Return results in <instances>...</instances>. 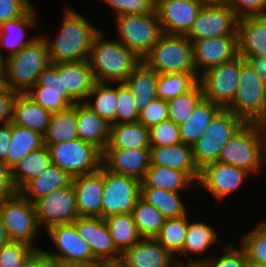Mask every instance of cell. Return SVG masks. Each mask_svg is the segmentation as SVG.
I'll return each mask as SVG.
<instances>
[{"label":"cell","mask_w":266,"mask_h":267,"mask_svg":"<svg viewBox=\"0 0 266 267\" xmlns=\"http://www.w3.org/2000/svg\"><path fill=\"white\" fill-rule=\"evenodd\" d=\"M31 7L29 0H0V24L24 15Z\"/></svg>","instance_id":"obj_54"},{"label":"cell","mask_w":266,"mask_h":267,"mask_svg":"<svg viewBox=\"0 0 266 267\" xmlns=\"http://www.w3.org/2000/svg\"><path fill=\"white\" fill-rule=\"evenodd\" d=\"M52 164L50 152L46 145L36 149L19 162L13 165L11 169V180L19 191L29 180L37 178Z\"/></svg>","instance_id":"obj_35"},{"label":"cell","mask_w":266,"mask_h":267,"mask_svg":"<svg viewBox=\"0 0 266 267\" xmlns=\"http://www.w3.org/2000/svg\"><path fill=\"white\" fill-rule=\"evenodd\" d=\"M50 63L45 38L38 35L19 52L4 59L1 83L16 93H26Z\"/></svg>","instance_id":"obj_3"},{"label":"cell","mask_w":266,"mask_h":267,"mask_svg":"<svg viewBox=\"0 0 266 267\" xmlns=\"http://www.w3.org/2000/svg\"><path fill=\"white\" fill-rule=\"evenodd\" d=\"M113 9L114 15L144 14L155 11L156 0H103Z\"/></svg>","instance_id":"obj_51"},{"label":"cell","mask_w":266,"mask_h":267,"mask_svg":"<svg viewBox=\"0 0 266 267\" xmlns=\"http://www.w3.org/2000/svg\"><path fill=\"white\" fill-rule=\"evenodd\" d=\"M132 216L136 229L142 238H154L160 231L164 216L141 197L135 203Z\"/></svg>","instance_id":"obj_43"},{"label":"cell","mask_w":266,"mask_h":267,"mask_svg":"<svg viewBox=\"0 0 266 267\" xmlns=\"http://www.w3.org/2000/svg\"><path fill=\"white\" fill-rule=\"evenodd\" d=\"M217 162L259 175L266 169V138L262 123H244L221 149Z\"/></svg>","instance_id":"obj_4"},{"label":"cell","mask_w":266,"mask_h":267,"mask_svg":"<svg viewBox=\"0 0 266 267\" xmlns=\"http://www.w3.org/2000/svg\"><path fill=\"white\" fill-rule=\"evenodd\" d=\"M79 216L101 217L104 191V166L92 174L76 176L72 180Z\"/></svg>","instance_id":"obj_23"},{"label":"cell","mask_w":266,"mask_h":267,"mask_svg":"<svg viewBox=\"0 0 266 267\" xmlns=\"http://www.w3.org/2000/svg\"><path fill=\"white\" fill-rule=\"evenodd\" d=\"M95 267H126L120 260L119 261H107L98 262Z\"/></svg>","instance_id":"obj_61"},{"label":"cell","mask_w":266,"mask_h":267,"mask_svg":"<svg viewBox=\"0 0 266 267\" xmlns=\"http://www.w3.org/2000/svg\"><path fill=\"white\" fill-rule=\"evenodd\" d=\"M73 177L58 166L51 164L47 170L37 178L29 180L18 193L25 199L34 203L38 199L72 184Z\"/></svg>","instance_id":"obj_30"},{"label":"cell","mask_w":266,"mask_h":267,"mask_svg":"<svg viewBox=\"0 0 266 267\" xmlns=\"http://www.w3.org/2000/svg\"><path fill=\"white\" fill-rule=\"evenodd\" d=\"M242 57L266 83V57L264 56H242Z\"/></svg>","instance_id":"obj_59"},{"label":"cell","mask_w":266,"mask_h":267,"mask_svg":"<svg viewBox=\"0 0 266 267\" xmlns=\"http://www.w3.org/2000/svg\"><path fill=\"white\" fill-rule=\"evenodd\" d=\"M142 61L158 74L197 73L192 41L186 35L164 33Z\"/></svg>","instance_id":"obj_5"},{"label":"cell","mask_w":266,"mask_h":267,"mask_svg":"<svg viewBox=\"0 0 266 267\" xmlns=\"http://www.w3.org/2000/svg\"><path fill=\"white\" fill-rule=\"evenodd\" d=\"M265 122H266V88H265Z\"/></svg>","instance_id":"obj_65"},{"label":"cell","mask_w":266,"mask_h":267,"mask_svg":"<svg viewBox=\"0 0 266 267\" xmlns=\"http://www.w3.org/2000/svg\"><path fill=\"white\" fill-rule=\"evenodd\" d=\"M195 185L196 182L185 172L151 164L141 181V187L162 188L177 193L184 192Z\"/></svg>","instance_id":"obj_34"},{"label":"cell","mask_w":266,"mask_h":267,"mask_svg":"<svg viewBox=\"0 0 266 267\" xmlns=\"http://www.w3.org/2000/svg\"><path fill=\"white\" fill-rule=\"evenodd\" d=\"M56 261L43 248L35 249L25 260L23 267H56Z\"/></svg>","instance_id":"obj_57"},{"label":"cell","mask_w":266,"mask_h":267,"mask_svg":"<svg viewBox=\"0 0 266 267\" xmlns=\"http://www.w3.org/2000/svg\"><path fill=\"white\" fill-rule=\"evenodd\" d=\"M44 146L43 135L12 124V136L5 164L11 168L30 152Z\"/></svg>","instance_id":"obj_40"},{"label":"cell","mask_w":266,"mask_h":267,"mask_svg":"<svg viewBox=\"0 0 266 267\" xmlns=\"http://www.w3.org/2000/svg\"><path fill=\"white\" fill-rule=\"evenodd\" d=\"M151 165L173 168L187 173L196 183L200 170L193 158L192 146L182 142L166 146L150 147Z\"/></svg>","instance_id":"obj_24"},{"label":"cell","mask_w":266,"mask_h":267,"mask_svg":"<svg viewBox=\"0 0 266 267\" xmlns=\"http://www.w3.org/2000/svg\"><path fill=\"white\" fill-rule=\"evenodd\" d=\"M250 175L248 171L233 165L214 162L200 169L196 185L210 192L217 201H222L237 191Z\"/></svg>","instance_id":"obj_17"},{"label":"cell","mask_w":266,"mask_h":267,"mask_svg":"<svg viewBox=\"0 0 266 267\" xmlns=\"http://www.w3.org/2000/svg\"><path fill=\"white\" fill-rule=\"evenodd\" d=\"M16 92L10 90L3 83L0 84V124L8 123L12 117V104Z\"/></svg>","instance_id":"obj_56"},{"label":"cell","mask_w":266,"mask_h":267,"mask_svg":"<svg viewBox=\"0 0 266 267\" xmlns=\"http://www.w3.org/2000/svg\"><path fill=\"white\" fill-rule=\"evenodd\" d=\"M12 136V123L0 124V160L4 161L8 155L9 143Z\"/></svg>","instance_id":"obj_58"},{"label":"cell","mask_w":266,"mask_h":267,"mask_svg":"<svg viewBox=\"0 0 266 267\" xmlns=\"http://www.w3.org/2000/svg\"><path fill=\"white\" fill-rule=\"evenodd\" d=\"M43 139L46 146L78 139L76 104L67 110L51 115Z\"/></svg>","instance_id":"obj_37"},{"label":"cell","mask_w":266,"mask_h":267,"mask_svg":"<svg viewBox=\"0 0 266 267\" xmlns=\"http://www.w3.org/2000/svg\"><path fill=\"white\" fill-rule=\"evenodd\" d=\"M61 31L54 41L45 38L51 63L85 61L94 36L101 30L94 27L71 6L64 9ZM51 42V43H50Z\"/></svg>","instance_id":"obj_1"},{"label":"cell","mask_w":266,"mask_h":267,"mask_svg":"<svg viewBox=\"0 0 266 267\" xmlns=\"http://www.w3.org/2000/svg\"><path fill=\"white\" fill-rule=\"evenodd\" d=\"M40 227L47 230L57 224H71L79 217L73 185L57 189L34 203Z\"/></svg>","instance_id":"obj_16"},{"label":"cell","mask_w":266,"mask_h":267,"mask_svg":"<svg viewBox=\"0 0 266 267\" xmlns=\"http://www.w3.org/2000/svg\"><path fill=\"white\" fill-rule=\"evenodd\" d=\"M104 220L116 248L121 253L142 238L136 229L131 213L112 215Z\"/></svg>","instance_id":"obj_41"},{"label":"cell","mask_w":266,"mask_h":267,"mask_svg":"<svg viewBox=\"0 0 266 267\" xmlns=\"http://www.w3.org/2000/svg\"><path fill=\"white\" fill-rule=\"evenodd\" d=\"M149 129L139 121L109 126V139L105 148L150 149Z\"/></svg>","instance_id":"obj_31"},{"label":"cell","mask_w":266,"mask_h":267,"mask_svg":"<svg viewBox=\"0 0 266 267\" xmlns=\"http://www.w3.org/2000/svg\"><path fill=\"white\" fill-rule=\"evenodd\" d=\"M3 68H0V84H1V72Z\"/></svg>","instance_id":"obj_68"},{"label":"cell","mask_w":266,"mask_h":267,"mask_svg":"<svg viewBox=\"0 0 266 267\" xmlns=\"http://www.w3.org/2000/svg\"><path fill=\"white\" fill-rule=\"evenodd\" d=\"M47 147L52 164L73 178L97 172L101 166L102 152L93 144L79 138L49 144Z\"/></svg>","instance_id":"obj_9"},{"label":"cell","mask_w":266,"mask_h":267,"mask_svg":"<svg viewBox=\"0 0 266 267\" xmlns=\"http://www.w3.org/2000/svg\"><path fill=\"white\" fill-rule=\"evenodd\" d=\"M140 195L141 182L138 179L112 172L104 167L101 218L132 213Z\"/></svg>","instance_id":"obj_12"},{"label":"cell","mask_w":266,"mask_h":267,"mask_svg":"<svg viewBox=\"0 0 266 267\" xmlns=\"http://www.w3.org/2000/svg\"><path fill=\"white\" fill-rule=\"evenodd\" d=\"M239 18L248 16H265L266 0H222Z\"/></svg>","instance_id":"obj_53"},{"label":"cell","mask_w":266,"mask_h":267,"mask_svg":"<svg viewBox=\"0 0 266 267\" xmlns=\"http://www.w3.org/2000/svg\"><path fill=\"white\" fill-rule=\"evenodd\" d=\"M25 94L51 114L67 110L77 104L63 88L57 63H50L38 76L37 83Z\"/></svg>","instance_id":"obj_15"},{"label":"cell","mask_w":266,"mask_h":267,"mask_svg":"<svg viewBox=\"0 0 266 267\" xmlns=\"http://www.w3.org/2000/svg\"><path fill=\"white\" fill-rule=\"evenodd\" d=\"M223 108L203 98L187 121L179 125L181 142L192 146Z\"/></svg>","instance_id":"obj_33"},{"label":"cell","mask_w":266,"mask_h":267,"mask_svg":"<svg viewBox=\"0 0 266 267\" xmlns=\"http://www.w3.org/2000/svg\"><path fill=\"white\" fill-rule=\"evenodd\" d=\"M168 119L169 110L167 101L161 98H155L140 111L138 121L150 129Z\"/></svg>","instance_id":"obj_52"},{"label":"cell","mask_w":266,"mask_h":267,"mask_svg":"<svg viewBox=\"0 0 266 267\" xmlns=\"http://www.w3.org/2000/svg\"><path fill=\"white\" fill-rule=\"evenodd\" d=\"M51 113L34 102L25 93H16L12 104L11 123L44 134Z\"/></svg>","instance_id":"obj_28"},{"label":"cell","mask_w":266,"mask_h":267,"mask_svg":"<svg viewBox=\"0 0 266 267\" xmlns=\"http://www.w3.org/2000/svg\"><path fill=\"white\" fill-rule=\"evenodd\" d=\"M203 98V90L198 82L187 93L178 95L176 98L167 101L169 120H172L177 125L184 123Z\"/></svg>","instance_id":"obj_45"},{"label":"cell","mask_w":266,"mask_h":267,"mask_svg":"<svg viewBox=\"0 0 266 267\" xmlns=\"http://www.w3.org/2000/svg\"><path fill=\"white\" fill-rule=\"evenodd\" d=\"M120 261L126 267H185V261H180L154 238H141L132 247L121 253Z\"/></svg>","instance_id":"obj_21"},{"label":"cell","mask_w":266,"mask_h":267,"mask_svg":"<svg viewBox=\"0 0 266 267\" xmlns=\"http://www.w3.org/2000/svg\"><path fill=\"white\" fill-rule=\"evenodd\" d=\"M188 229V214L179 218L165 219L154 239L174 256L183 250Z\"/></svg>","instance_id":"obj_44"},{"label":"cell","mask_w":266,"mask_h":267,"mask_svg":"<svg viewBox=\"0 0 266 267\" xmlns=\"http://www.w3.org/2000/svg\"><path fill=\"white\" fill-rule=\"evenodd\" d=\"M244 267H264V266L252 264V263L247 261Z\"/></svg>","instance_id":"obj_64"},{"label":"cell","mask_w":266,"mask_h":267,"mask_svg":"<svg viewBox=\"0 0 266 267\" xmlns=\"http://www.w3.org/2000/svg\"><path fill=\"white\" fill-rule=\"evenodd\" d=\"M36 248L22 241H10L0 248V267H23Z\"/></svg>","instance_id":"obj_48"},{"label":"cell","mask_w":266,"mask_h":267,"mask_svg":"<svg viewBox=\"0 0 266 267\" xmlns=\"http://www.w3.org/2000/svg\"><path fill=\"white\" fill-rule=\"evenodd\" d=\"M241 240L247 261L266 267V221L258 222V225L244 234Z\"/></svg>","instance_id":"obj_46"},{"label":"cell","mask_w":266,"mask_h":267,"mask_svg":"<svg viewBox=\"0 0 266 267\" xmlns=\"http://www.w3.org/2000/svg\"><path fill=\"white\" fill-rule=\"evenodd\" d=\"M72 224L99 262L120 260L121 252L116 248L103 218L79 216Z\"/></svg>","instance_id":"obj_19"},{"label":"cell","mask_w":266,"mask_h":267,"mask_svg":"<svg viewBox=\"0 0 266 267\" xmlns=\"http://www.w3.org/2000/svg\"><path fill=\"white\" fill-rule=\"evenodd\" d=\"M101 164L112 172L134 177L141 182L151 164L150 149L105 148Z\"/></svg>","instance_id":"obj_22"},{"label":"cell","mask_w":266,"mask_h":267,"mask_svg":"<svg viewBox=\"0 0 266 267\" xmlns=\"http://www.w3.org/2000/svg\"><path fill=\"white\" fill-rule=\"evenodd\" d=\"M192 46L193 62L198 76L208 69L229 61L238 55L237 36L210 37L194 40L192 41Z\"/></svg>","instance_id":"obj_20"},{"label":"cell","mask_w":266,"mask_h":267,"mask_svg":"<svg viewBox=\"0 0 266 267\" xmlns=\"http://www.w3.org/2000/svg\"><path fill=\"white\" fill-rule=\"evenodd\" d=\"M199 82L197 73H164L158 75L157 98L165 101L187 93Z\"/></svg>","instance_id":"obj_42"},{"label":"cell","mask_w":266,"mask_h":267,"mask_svg":"<svg viewBox=\"0 0 266 267\" xmlns=\"http://www.w3.org/2000/svg\"><path fill=\"white\" fill-rule=\"evenodd\" d=\"M239 17L223 3L204 4L189 33L191 41L223 36H237Z\"/></svg>","instance_id":"obj_14"},{"label":"cell","mask_w":266,"mask_h":267,"mask_svg":"<svg viewBox=\"0 0 266 267\" xmlns=\"http://www.w3.org/2000/svg\"><path fill=\"white\" fill-rule=\"evenodd\" d=\"M266 83L245 60L241 65L238 89L226 108L245 123H265Z\"/></svg>","instance_id":"obj_7"},{"label":"cell","mask_w":266,"mask_h":267,"mask_svg":"<svg viewBox=\"0 0 266 267\" xmlns=\"http://www.w3.org/2000/svg\"><path fill=\"white\" fill-rule=\"evenodd\" d=\"M104 33L100 30L94 36L88 64L96 82L123 83L142 60L119 41L106 40Z\"/></svg>","instance_id":"obj_2"},{"label":"cell","mask_w":266,"mask_h":267,"mask_svg":"<svg viewBox=\"0 0 266 267\" xmlns=\"http://www.w3.org/2000/svg\"><path fill=\"white\" fill-rule=\"evenodd\" d=\"M56 267H95V265H79V264H62V263H57Z\"/></svg>","instance_id":"obj_62"},{"label":"cell","mask_w":266,"mask_h":267,"mask_svg":"<svg viewBox=\"0 0 266 267\" xmlns=\"http://www.w3.org/2000/svg\"><path fill=\"white\" fill-rule=\"evenodd\" d=\"M140 197L152 204L165 219L179 218L188 214L180 193L162 188L141 187Z\"/></svg>","instance_id":"obj_38"},{"label":"cell","mask_w":266,"mask_h":267,"mask_svg":"<svg viewBox=\"0 0 266 267\" xmlns=\"http://www.w3.org/2000/svg\"><path fill=\"white\" fill-rule=\"evenodd\" d=\"M57 71L63 88L77 103H84L96 83L88 61L57 63Z\"/></svg>","instance_id":"obj_26"},{"label":"cell","mask_w":266,"mask_h":267,"mask_svg":"<svg viewBox=\"0 0 266 267\" xmlns=\"http://www.w3.org/2000/svg\"><path fill=\"white\" fill-rule=\"evenodd\" d=\"M18 193L11 180V169L0 160V203Z\"/></svg>","instance_id":"obj_55"},{"label":"cell","mask_w":266,"mask_h":267,"mask_svg":"<svg viewBox=\"0 0 266 267\" xmlns=\"http://www.w3.org/2000/svg\"><path fill=\"white\" fill-rule=\"evenodd\" d=\"M11 240L8 237L6 228L3 224L2 217L0 215V248L8 244Z\"/></svg>","instance_id":"obj_60"},{"label":"cell","mask_w":266,"mask_h":267,"mask_svg":"<svg viewBox=\"0 0 266 267\" xmlns=\"http://www.w3.org/2000/svg\"><path fill=\"white\" fill-rule=\"evenodd\" d=\"M0 215L11 241H22L39 249L34 244L40 226L32 202L16 193L0 203Z\"/></svg>","instance_id":"obj_10"},{"label":"cell","mask_w":266,"mask_h":267,"mask_svg":"<svg viewBox=\"0 0 266 267\" xmlns=\"http://www.w3.org/2000/svg\"><path fill=\"white\" fill-rule=\"evenodd\" d=\"M245 59L239 54L233 59L208 69L199 76L205 99L226 109L234 99L239 84L241 65Z\"/></svg>","instance_id":"obj_11"},{"label":"cell","mask_w":266,"mask_h":267,"mask_svg":"<svg viewBox=\"0 0 266 267\" xmlns=\"http://www.w3.org/2000/svg\"><path fill=\"white\" fill-rule=\"evenodd\" d=\"M158 73L150 69L143 61L123 82L134 96L136 106L141 111L152 100L157 98Z\"/></svg>","instance_id":"obj_32"},{"label":"cell","mask_w":266,"mask_h":267,"mask_svg":"<svg viewBox=\"0 0 266 267\" xmlns=\"http://www.w3.org/2000/svg\"><path fill=\"white\" fill-rule=\"evenodd\" d=\"M115 23L117 40L141 60L164 34L156 12L119 15Z\"/></svg>","instance_id":"obj_6"},{"label":"cell","mask_w":266,"mask_h":267,"mask_svg":"<svg viewBox=\"0 0 266 267\" xmlns=\"http://www.w3.org/2000/svg\"><path fill=\"white\" fill-rule=\"evenodd\" d=\"M116 107V124L136 122L139 113L134 96L124 83H118V97Z\"/></svg>","instance_id":"obj_49"},{"label":"cell","mask_w":266,"mask_h":267,"mask_svg":"<svg viewBox=\"0 0 266 267\" xmlns=\"http://www.w3.org/2000/svg\"><path fill=\"white\" fill-rule=\"evenodd\" d=\"M115 85L116 87H111L109 83L96 82L84 102L87 107L103 118L109 125L116 124L118 85L117 83ZM92 98H94L93 101Z\"/></svg>","instance_id":"obj_39"},{"label":"cell","mask_w":266,"mask_h":267,"mask_svg":"<svg viewBox=\"0 0 266 267\" xmlns=\"http://www.w3.org/2000/svg\"><path fill=\"white\" fill-rule=\"evenodd\" d=\"M3 62H4V60L0 56V68H3Z\"/></svg>","instance_id":"obj_66"},{"label":"cell","mask_w":266,"mask_h":267,"mask_svg":"<svg viewBox=\"0 0 266 267\" xmlns=\"http://www.w3.org/2000/svg\"><path fill=\"white\" fill-rule=\"evenodd\" d=\"M76 120L78 138L102 152L108 144L110 125L84 103L76 104Z\"/></svg>","instance_id":"obj_29"},{"label":"cell","mask_w":266,"mask_h":267,"mask_svg":"<svg viewBox=\"0 0 266 267\" xmlns=\"http://www.w3.org/2000/svg\"><path fill=\"white\" fill-rule=\"evenodd\" d=\"M36 16L32 6L24 15L0 24V48L8 49L7 57L16 54L36 39L37 36L26 38V29L35 28L39 23ZM0 56L5 59L1 50Z\"/></svg>","instance_id":"obj_27"},{"label":"cell","mask_w":266,"mask_h":267,"mask_svg":"<svg viewBox=\"0 0 266 267\" xmlns=\"http://www.w3.org/2000/svg\"><path fill=\"white\" fill-rule=\"evenodd\" d=\"M245 122L232 111L222 109L205 132L192 145L193 158L197 167L217 162L221 149Z\"/></svg>","instance_id":"obj_8"},{"label":"cell","mask_w":266,"mask_h":267,"mask_svg":"<svg viewBox=\"0 0 266 267\" xmlns=\"http://www.w3.org/2000/svg\"><path fill=\"white\" fill-rule=\"evenodd\" d=\"M237 50L240 56L266 57V15L239 18Z\"/></svg>","instance_id":"obj_25"},{"label":"cell","mask_w":266,"mask_h":267,"mask_svg":"<svg viewBox=\"0 0 266 267\" xmlns=\"http://www.w3.org/2000/svg\"><path fill=\"white\" fill-rule=\"evenodd\" d=\"M217 231L211 225L203 222H191L188 219V229L185 236L183 250L179 255L186 256L185 267H196V259L189 256V253L200 255L209 249L214 243H219Z\"/></svg>","instance_id":"obj_36"},{"label":"cell","mask_w":266,"mask_h":267,"mask_svg":"<svg viewBox=\"0 0 266 267\" xmlns=\"http://www.w3.org/2000/svg\"><path fill=\"white\" fill-rule=\"evenodd\" d=\"M225 253L218 257L197 258L196 267H244L247 262L246 253L243 248L227 243Z\"/></svg>","instance_id":"obj_47"},{"label":"cell","mask_w":266,"mask_h":267,"mask_svg":"<svg viewBox=\"0 0 266 267\" xmlns=\"http://www.w3.org/2000/svg\"><path fill=\"white\" fill-rule=\"evenodd\" d=\"M151 146H166L181 142L179 125L165 120L149 129Z\"/></svg>","instance_id":"obj_50"},{"label":"cell","mask_w":266,"mask_h":267,"mask_svg":"<svg viewBox=\"0 0 266 267\" xmlns=\"http://www.w3.org/2000/svg\"><path fill=\"white\" fill-rule=\"evenodd\" d=\"M203 6L199 0H156L155 11L165 34L187 35Z\"/></svg>","instance_id":"obj_18"},{"label":"cell","mask_w":266,"mask_h":267,"mask_svg":"<svg viewBox=\"0 0 266 267\" xmlns=\"http://www.w3.org/2000/svg\"><path fill=\"white\" fill-rule=\"evenodd\" d=\"M48 237L59 252H47L56 263L96 265L99 261L93 256L88 243L83 240L75 226L71 224H57L46 230Z\"/></svg>","instance_id":"obj_13"},{"label":"cell","mask_w":266,"mask_h":267,"mask_svg":"<svg viewBox=\"0 0 266 267\" xmlns=\"http://www.w3.org/2000/svg\"><path fill=\"white\" fill-rule=\"evenodd\" d=\"M204 4H211V3H222V0H199Z\"/></svg>","instance_id":"obj_63"},{"label":"cell","mask_w":266,"mask_h":267,"mask_svg":"<svg viewBox=\"0 0 266 267\" xmlns=\"http://www.w3.org/2000/svg\"><path fill=\"white\" fill-rule=\"evenodd\" d=\"M263 129H264L265 138H266V122H265V123H263Z\"/></svg>","instance_id":"obj_67"}]
</instances>
